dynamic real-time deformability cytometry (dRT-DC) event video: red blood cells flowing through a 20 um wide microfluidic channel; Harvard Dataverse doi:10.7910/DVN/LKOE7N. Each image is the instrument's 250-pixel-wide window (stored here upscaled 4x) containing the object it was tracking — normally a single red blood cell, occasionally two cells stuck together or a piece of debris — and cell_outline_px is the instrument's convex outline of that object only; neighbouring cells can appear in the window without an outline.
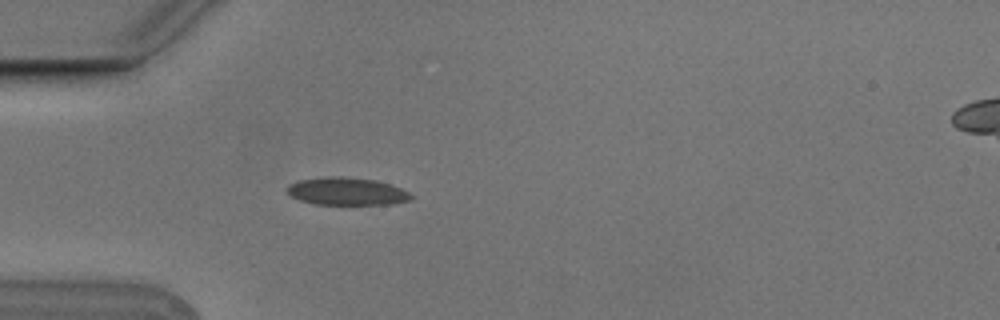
{"species": "Egyptian fruit bat (a non-hibernating species)", "species_latin": "Rousettus aegyptiacus", "temperature_condition": "cold", "stored_images_in_passage": 1, "camera_frame_rate_fps": 3000, "um_per_image_px": 0.085, "animal": {"sex": "male"}, "frame": {"image": 1, "passage_image": 1, "time_ms": 0.0, "image_size_px": [1000, 320], "cell_outline_px": [[412, 196], [408, 200], [392, 204], [316, 204], [300, 200], [292, 196], [284, 188], [288, 184], [300, 180], [324, 176], [344, 176], [376, 180], [400, 188], [408, 192]], "centroid_in_image_um": [29.42, 16.25], "position_along_channel_um": 55.6, "area_um2": 19.88}}